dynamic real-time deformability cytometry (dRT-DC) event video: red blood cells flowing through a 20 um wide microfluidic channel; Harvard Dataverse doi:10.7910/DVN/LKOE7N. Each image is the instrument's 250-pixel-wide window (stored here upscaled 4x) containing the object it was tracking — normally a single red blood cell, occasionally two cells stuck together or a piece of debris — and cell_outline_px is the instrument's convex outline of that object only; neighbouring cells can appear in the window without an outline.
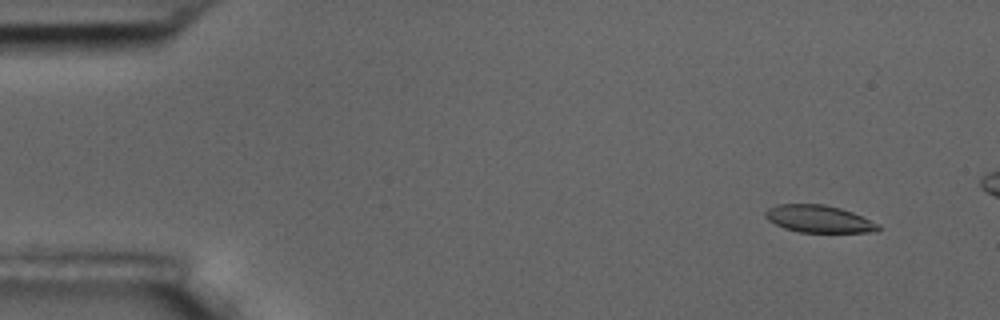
{"species": "common noctule bat (a hibernating species)", "species_latin": "Nyctalus noctula", "temperature_condition": "room temperature", "stored_images_in_passage": 52, "camera_frame_rate_fps": 3000, "um_per_image_px": 0.085, "animal": {"sex": "male", "body_mass_g": 17.5, "forearm_length_mm": 52.3}, "frame": {"image": 1, "passage_image": 5, "time_ms": 1.333, "image_size_px": [1000, 320], "cell_outline_px": [[880, 228], [876, 232], [800, 232], [784, 228], [768, 220], [764, 216], [764, 212], [768, 208], [776, 204], [824, 204], [840, 208], [852, 212], [880, 224]], "centroid_in_image_um": [69.59, 18.6], "position_along_channel_um": 15.4, "area_um2": 17.98}}
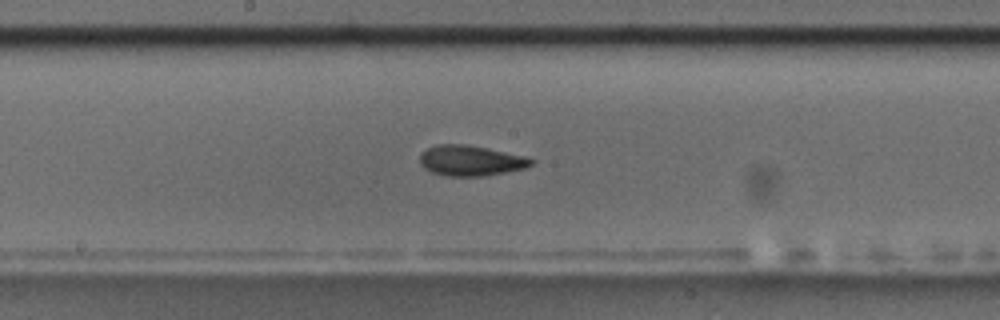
{"frame": {"image": 2, "passage_image": 30, "time_ms": 9.667, "image_size_px": [1000, 320], "cell_outline_px": [[532, 164], [524, 168], [484, 176], [448, 176], [432, 172], [424, 168], [420, 164], [420, 156], [428, 148], [436, 144], [464, 144], [524, 156], [532, 160]], "centroid_in_image_um": [39.96, 13.66], "position_along_channel_um": 208.2, "area_um2": 19.31}}
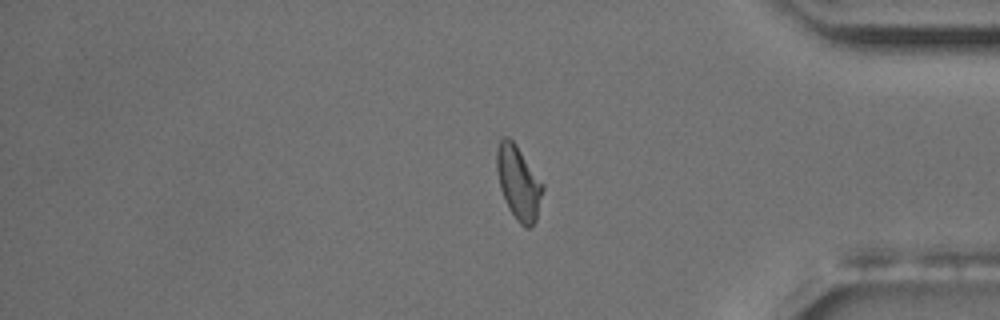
{"frame": {"image": 3, "passage_image": 47, "time_ms": 15.333, "image_size_px": [1000, 320], "cell_outline_px": [[544, 188], [536, 220], [532, 228], [524, 228], [516, 220], [508, 208], [500, 188], [496, 168], [496, 148], [500, 140], [504, 136], [508, 136], [516, 144], [544, 184]], "centroid_in_image_um": [44.07, 15.54], "position_along_channel_um": 391.1, "area_um2": 20.0}}